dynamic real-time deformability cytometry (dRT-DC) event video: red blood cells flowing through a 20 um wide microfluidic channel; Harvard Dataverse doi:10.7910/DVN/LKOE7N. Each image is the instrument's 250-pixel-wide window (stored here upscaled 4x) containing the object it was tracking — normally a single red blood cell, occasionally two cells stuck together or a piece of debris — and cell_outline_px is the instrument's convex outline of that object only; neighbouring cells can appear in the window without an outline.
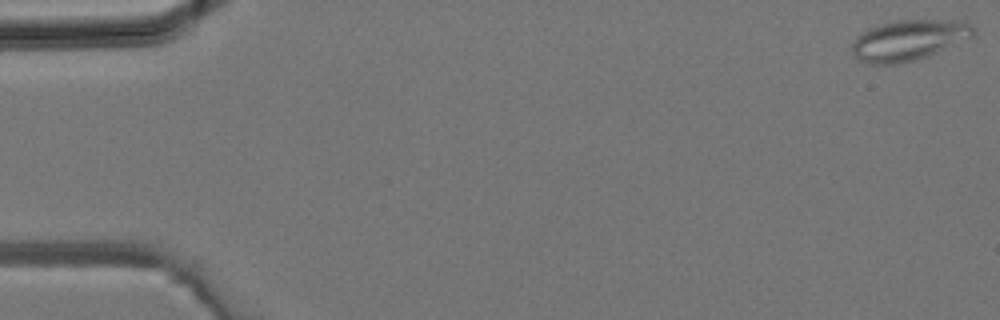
{"species": "common noctule bat (a hibernating species)", "species_latin": "Nyctalus noctula", "temperature_condition": "room temperature", "stored_images_in_passage": 4, "camera_frame_rate_fps": 3000, "um_per_image_px": 0.085, "animal": {"sex": "male", "body_mass_g": 19.2, "forearm_length_mm": 51.8}, "frame": {"image": 1, "passage_image": 1, "time_ms": 0.0, "image_size_px": [1000, 320], "cell_outline_px": [[976, 36], [916, 60], [896, 64], [872, 64], [860, 60], [852, 52], [852, 44], [856, 36], [860, 32], [868, 28], [892, 20], [964, 20], [972, 24], [976, 28]], "centroid_in_image_um": [77.28, 3.39], "position_along_channel_um": 7.7, "area_um2": 29.02}}